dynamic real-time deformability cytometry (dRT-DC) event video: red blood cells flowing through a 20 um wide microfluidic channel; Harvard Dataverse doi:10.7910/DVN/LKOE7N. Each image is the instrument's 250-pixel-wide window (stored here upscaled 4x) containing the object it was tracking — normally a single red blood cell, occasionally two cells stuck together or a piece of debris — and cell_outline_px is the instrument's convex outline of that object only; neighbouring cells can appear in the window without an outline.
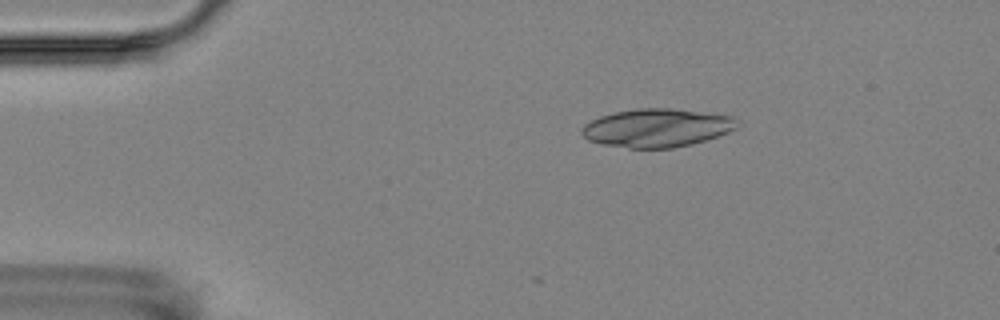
{"species": "Egyptian fruit bat (a non-hibernating species)", "species_latin": "Rousettus aegyptiacus", "temperature_condition": "room temperature", "stored_images_in_passage": 16, "camera_frame_rate_fps": 3000, "um_per_image_px": 0.085, "animal": {"sex": "female"}, "frame": {"image": 1, "passage_image": 3, "time_ms": 2.333, "image_size_px": [1000, 320], "cell_outline_px": [[740, 120], [736, 128], [728, 132], [692, 144], [672, 148], [628, 148], [600, 144], [588, 140], [580, 132], [584, 124], [600, 116], [616, 112], [636, 108], [668, 108], [736, 116]], "centroid_in_image_um": [55.84, 10.87], "position_along_channel_um": 29.2, "area_um2": 34.8}}